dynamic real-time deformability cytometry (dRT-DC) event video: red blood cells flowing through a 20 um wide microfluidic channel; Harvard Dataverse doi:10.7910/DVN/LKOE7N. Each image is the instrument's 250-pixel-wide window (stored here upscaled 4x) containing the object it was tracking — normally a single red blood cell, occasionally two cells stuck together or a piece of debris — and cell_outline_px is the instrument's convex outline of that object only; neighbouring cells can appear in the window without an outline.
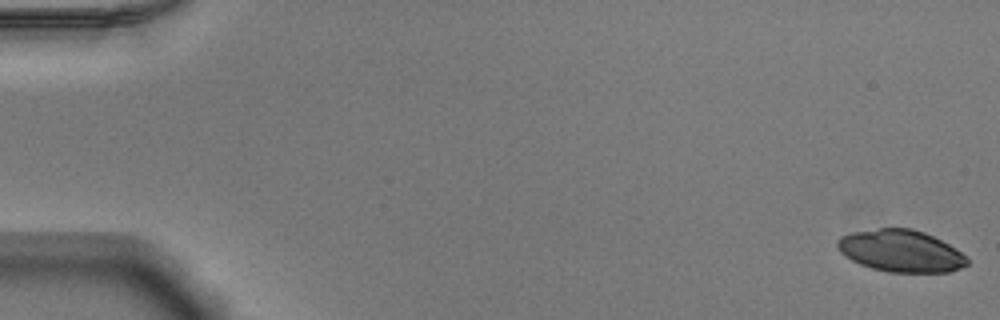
{"species": "Egyptian fruit bat (a non-hibernating species)", "species_latin": "Rousettus aegyptiacus", "temperature_condition": "warm", "stored_images_in_passage": 53, "camera_frame_rate_fps": 3000, "um_per_image_px": 0.085, "animal": {"sex": "male"}, "frame": {"image": 1, "passage_image": 1, "time_ms": 0.0, "image_size_px": [1000, 320], "cell_outline_px": [[968, 264], [960, 268], [948, 272], [888, 272], [872, 268], [860, 264], [844, 256], [840, 252], [836, 244], [836, 240], [840, 236], [852, 232], [880, 228], [912, 228], [924, 232], [956, 248], [968, 260]], "centroid_in_image_um": [76.54, 21.33], "position_along_channel_um": 8.5, "area_um2": 31.67}}
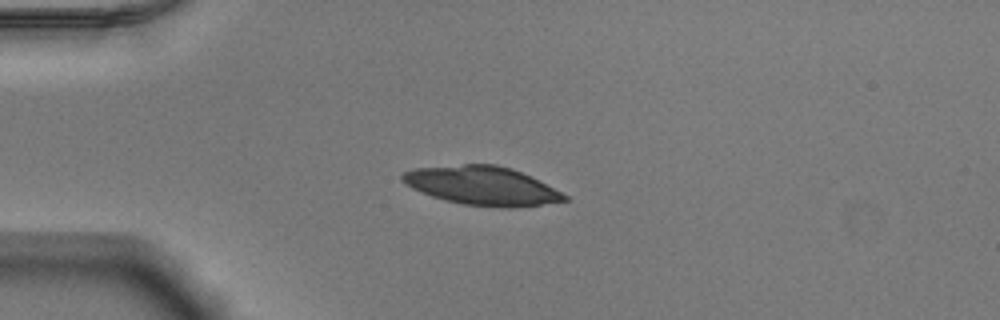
{"frame": {"image": 2, "passage_image": 14, "time_ms": 4.333, "image_size_px": [1000, 320], "cell_outline_px": [[572, 200], [508, 208], [504, 208], [464, 204], [444, 200], [432, 196], [412, 188], [404, 184], [400, 180], [400, 176], [404, 172], [412, 168], [464, 164], [496, 164], [512, 168], [568, 196]], "centroid_in_image_um": [40.91, 15.78], "position_along_channel_um": 44.1, "area_um2": 36.3}}